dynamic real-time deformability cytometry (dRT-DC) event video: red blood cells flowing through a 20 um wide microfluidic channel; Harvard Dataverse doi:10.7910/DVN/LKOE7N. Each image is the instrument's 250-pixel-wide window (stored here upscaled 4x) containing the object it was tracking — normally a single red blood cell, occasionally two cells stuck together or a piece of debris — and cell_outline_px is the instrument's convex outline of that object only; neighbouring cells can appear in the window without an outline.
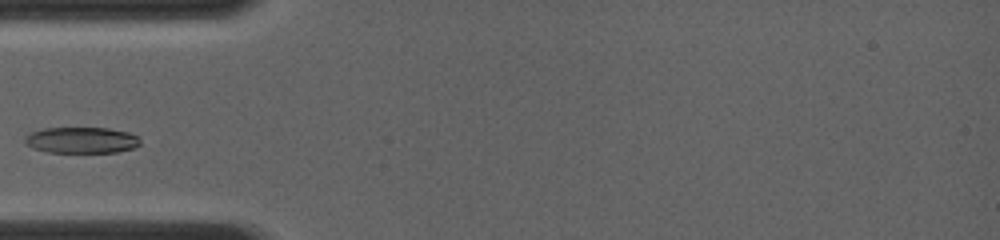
{"species": "common noctule bat (a hibernating species)", "species_latin": "Nyctalus noctula", "temperature_condition": "room temperature", "stored_images_in_passage": 23, "camera_frame_rate_fps": 4000, "um_per_image_px": 0.085, "animal": {"sex": "female", "body_mass_g": 19.0, "forearm_length_mm": 56.7}, "frame": {"image": 1, "passage_image": 5, "time_ms": 2.25, "image_size_px": [1000, 240], "cell_outline_px": [[140, 144], [136, 148], [116, 152], [48, 152], [32, 148], [24, 144], [24, 136], [32, 132], [44, 128], [108, 128], [128, 132], [140, 136]], "centroid_in_image_um": [6.94, 11.91], "position_along_channel_um": 78.1, "area_um2": 17.74}}
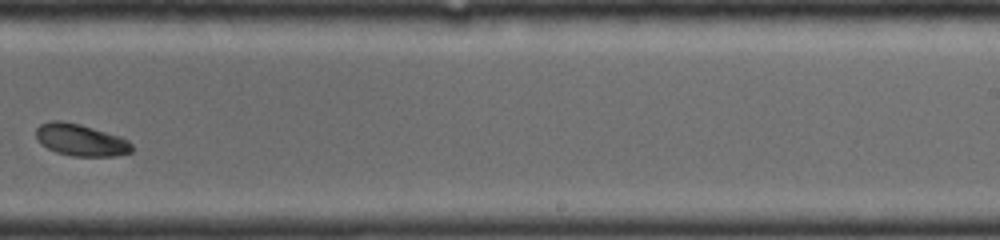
{"frame": {"image": 2, "passage_image": 15, "time_ms": 7.0, "image_size_px": [1000, 240], "cell_outline_px": [[132, 152], [116, 156], [72, 156], [56, 152], [40, 144], [36, 136], [36, 128], [40, 124], [52, 120], [60, 120], [80, 124], [120, 136], [128, 140], [132, 144]], "centroid_in_image_um": [6.86, 11.9], "position_along_channel_um": 282.1, "area_um2": 17.92}}
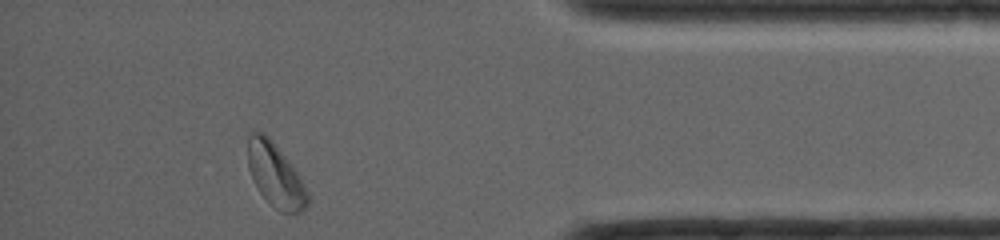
{"frame": {"image": 3, "passage_image": 23, "time_ms": 10.5, "image_size_px": [1000, 240], "cell_outline_px": [[308, 204], [300, 212], [280, 212], [260, 192], [248, 168], [248, 136], [252, 132], [264, 132], [272, 140], [296, 172], [304, 184], [308, 192]], "centroid_in_image_um": [23.4, 14.87], "position_along_channel_um": 411.8, "area_um2": 21.5}}